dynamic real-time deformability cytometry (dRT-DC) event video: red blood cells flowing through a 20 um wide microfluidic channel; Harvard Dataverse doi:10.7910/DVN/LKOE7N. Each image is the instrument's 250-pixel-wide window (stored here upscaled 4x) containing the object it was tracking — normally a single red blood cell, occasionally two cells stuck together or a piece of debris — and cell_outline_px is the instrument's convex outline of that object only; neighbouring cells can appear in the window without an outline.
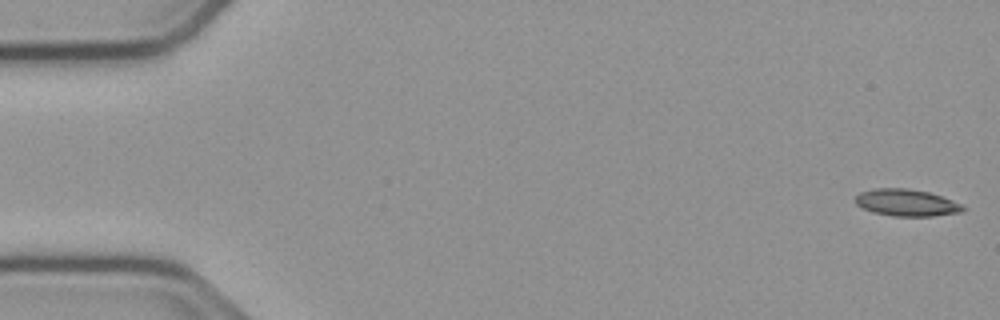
{"species": "common noctule bat (a hibernating species)", "species_latin": "Nyctalus noctula", "temperature_condition": "cold", "stored_images_in_passage": 54, "camera_frame_rate_fps": 3000, "um_per_image_px": 0.085, "animal": {"sex": "male", "body_mass_g": 23.1, "forearm_length_mm": 52.7}, "frame": {"image": 1, "passage_image": 1, "time_ms": 0.0, "image_size_px": [1000, 320], "cell_outline_px": [[968, 208], [964, 212], [932, 216], [892, 216], [872, 212], [856, 204], [856, 196], [860, 192], [876, 188], [904, 188], [928, 192], [952, 200]], "centroid_in_image_um": [77.08, 17.24], "position_along_channel_um": 7.9, "area_um2": 16.82}}
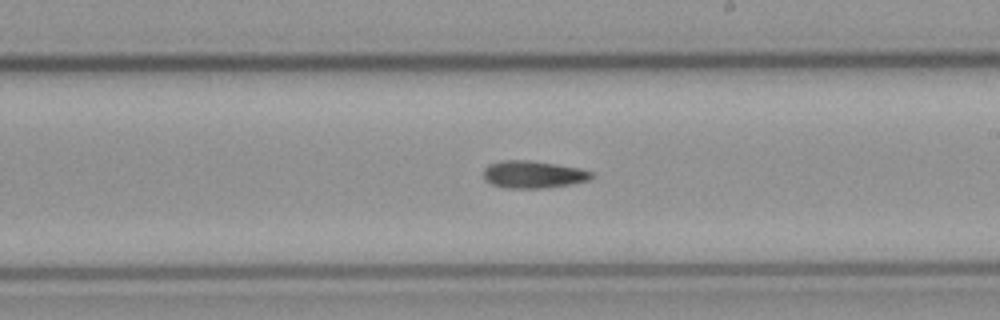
{"frame": {"image": 2, "passage_image": 31, "time_ms": 10.0, "image_size_px": [1000, 320], "cell_outline_px": [[592, 176], [588, 180], [568, 184], [544, 188], [504, 188], [492, 184], [484, 180], [484, 168], [488, 164], [500, 160], [532, 160], [580, 168], [592, 172]], "centroid_in_image_um": [45.26, 14.82], "position_along_channel_um": 243.7, "area_um2": 17.22}}
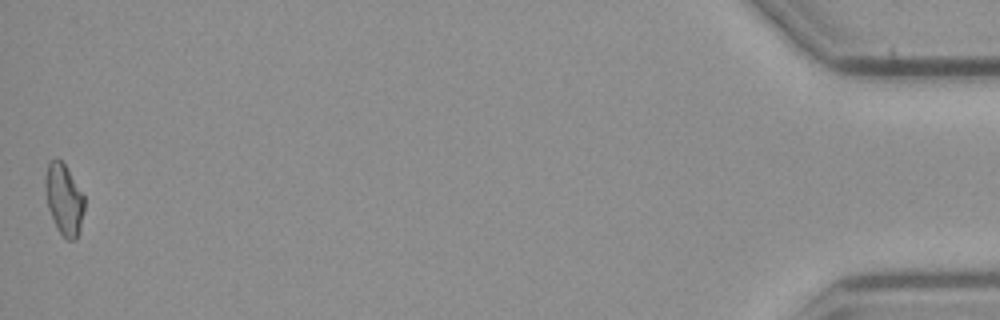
{"frame": {"image": 3, "passage_image": 54, "time_ms": 17.667, "image_size_px": [1000, 320], "cell_outline_px": [[84, 208], [80, 232], [76, 240], [68, 240], [60, 232], [48, 208], [44, 188], [44, 176], [48, 164], [56, 156], [64, 164], [84, 196]], "centroid_in_image_um": [5.43, 16.94], "position_along_channel_um": 429.8, "area_um2": 16.07}, "authors_computed_cell_mechanics": {"area_um2": 16.762, "velocity_mm_per_s": 3.7743, "shape_relaxation_time_tau1_ms": 10.233, "shape_relaxation_time_tau2_ms": null, "deformation_change_tau1": 0.1898, "deformation_change_tau2": null}}